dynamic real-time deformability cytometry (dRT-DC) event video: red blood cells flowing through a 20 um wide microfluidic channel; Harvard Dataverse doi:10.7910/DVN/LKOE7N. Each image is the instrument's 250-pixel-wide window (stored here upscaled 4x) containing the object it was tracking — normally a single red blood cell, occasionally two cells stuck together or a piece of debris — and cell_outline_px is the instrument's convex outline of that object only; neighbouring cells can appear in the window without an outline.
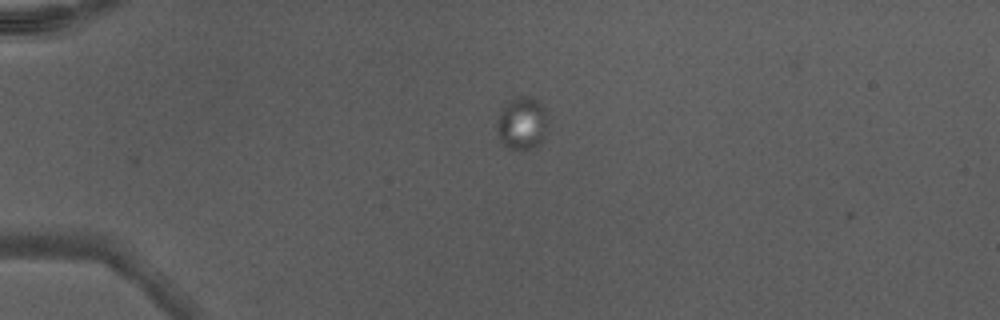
{"species": "Egyptian fruit bat (a non-hibernating species)", "species_latin": "Rousettus aegyptiacus", "temperature_condition": "warm", "stored_images_in_passage": 3, "camera_frame_rate_fps": 3000, "um_per_image_px": 0.085, "animal": {"sex": "male"}, "frame": {"image": 1, "passage_image": 1, "time_ms": 0.0, "image_size_px": [1000, 320], "cell_outline_px": [[548, 116], [544, 140], [536, 148], [508, 148], [500, 144], [496, 132], [496, 120], [504, 108], [516, 96], [536, 100], [544, 108]], "centroid_in_image_um": [44.37, 10.54], "position_along_channel_um": 40.6, "area_um2": 15.55}}